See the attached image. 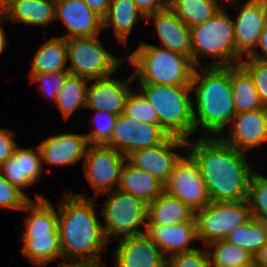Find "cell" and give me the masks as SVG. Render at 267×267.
<instances>
[{"mask_svg":"<svg viewBox=\"0 0 267 267\" xmlns=\"http://www.w3.org/2000/svg\"><path fill=\"white\" fill-rule=\"evenodd\" d=\"M194 139L187 140L186 151L198 165L211 202L247 200L254 171L247 153L231 147L221 137L199 136Z\"/></svg>","mask_w":267,"mask_h":267,"instance_id":"obj_1","label":"cell"},{"mask_svg":"<svg viewBox=\"0 0 267 267\" xmlns=\"http://www.w3.org/2000/svg\"><path fill=\"white\" fill-rule=\"evenodd\" d=\"M56 207L63 260L101 261L102 250L109 242L95 212L94 200L85 192L66 191Z\"/></svg>","mask_w":267,"mask_h":267,"instance_id":"obj_2","label":"cell"},{"mask_svg":"<svg viewBox=\"0 0 267 267\" xmlns=\"http://www.w3.org/2000/svg\"><path fill=\"white\" fill-rule=\"evenodd\" d=\"M203 69V73L199 70ZM195 134L217 136L231 124L236 114L231 88L230 67H195L190 84ZM197 131V132H196Z\"/></svg>","mask_w":267,"mask_h":267,"instance_id":"obj_3","label":"cell"},{"mask_svg":"<svg viewBox=\"0 0 267 267\" xmlns=\"http://www.w3.org/2000/svg\"><path fill=\"white\" fill-rule=\"evenodd\" d=\"M126 58L134 67L133 78L139 83L167 86L190 85L195 66L190 57L140 42L135 51L124 49Z\"/></svg>","mask_w":267,"mask_h":267,"instance_id":"obj_4","label":"cell"},{"mask_svg":"<svg viewBox=\"0 0 267 267\" xmlns=\"http://www.w3.org/2000/svg\"><path fill=\"white\" fill-rule=\"evenodd\" d=\"M224 8L206 22L190 28L192 62L195 67H203L200 56L217 59L204 67L240 65L242 59L236 53L233 19Z\"/></svg>","mask_w":267,"mask_h":267,"instance_id":"obj_5","label":"cell"},{"mask_svg":"<svg viewBox=\"0 0 267 267\" xmlns=\"http://www.w3.org/2000/svg\"><path fill=\"white\" fill-rule=\"evenodd\" d=\"M139 91L157 113L159 125L170 135L185 140L195 134L190 85L167 86L139 83Z\"/></svg>","mask_w":267,"mask_h":267,"instance_id":"obj_6","label":"cell"},{"mask_svg":"<svg viewBox=\"0 0 267 267\" xmlns=\"http://www.w3.org/2000/svg\"><path fill=\"white\" fill-rule=\"evenodd\" d=\"M100 195H109V198L103 202L101 210L104 218L102 219L104 221L103 234L108 242L111 238L117 240L145 232L147 222L145 203L119 189ZM142 226L144 228H141Z\"/></svg>","mask_w":267,"mask_h":267,"instance_id":"obj_7","label":"cell"},{"mask_svg":"<svg viewBox=\"0 0 267 267\" xmlns=\"http://www.w3.org/2000/svg\"><path fill=\"white\" fill-rule=\"evenodd\" d=\"M98 36L66 39L68 71L87 80L114 75L125 58L116 57L101 44Z\"/></svg>","mask_w":267,"mask_h":267,"instance_id":"obj_8","label":"cell"},{"mask_svg":"<svg viewBox=\"0 0 267 267\" xmlns=\"http://www.w3.org/2000/svg\"><path fill=\"white\" fill-rule=\"evenodd\" d=\"M247 200L237 202H210L195 211L197 239L203 245L225 240L233 228L241 226L251 218Z\"/></svg>","mask_w":267,"mask_h":267,"instance_id":"obj_9","label":"cell"},{"mask_svg":"<svg viewBox=\"0 0 267 267\" xmlns=\"http://www.w3.org/2000/svg\"><path fill=\"white\" fill-rule=\"evenodd\" d=\"M126 162L127 157L111 147L88 146L82 169L96 196L118 189Z\"/></svg>","mask_w":267,"mask_h":267,"instance_id":"obj_10","label":"cell"},{"mask_svg":"<svg viewBox=\"0 0 267 267\" xmlns=\"http://www.w3.org/2000/svg\"><path fill=\"white\" fill-rule=\"evenodd\" d=\"M169 136L159 124L140 122L123 111L117 117L110 140L105 146L128 157L134 151L162 144Z\"/></svg>","mask_w":267,"mask_h":267,"instance_id":"obj_11","label":"cell"},{"mask_svg":"<svg viewBox=\"0 0 267 267\" xmlns=\"http://www.w3.org/2000/svg\"><path fill=\"white\" fill-rule=\"evenodd\" d=\"M184 152L175 163L164 191L196 211L206 207L211 200L197 163L186 149Z\"/></svg>","mask_w":267,"mask_h":267,"instance_id":"obj_12","label":"cell"},{"mask_svg":"<svg viewBox=\"0 0 267 267\" xmlns=\"http://www.w3.org/2000/svg\"><path fill=\"white\" fill-rule=\"evenodd\" d=\"M183 147H187V140L169 136L162 144L134 151L127 158L133 165L146 171L165 185L175 163L182 156L181 153L175 151L183 149Z\"/></svg>","mask_w":267,"mask_h":267,"instance_id":"obj_13","label":"cell"},{"mask_svg":"<svg viewBox=\"0 0 267 267\" xmlns=\"http://www.w3.org/2000/svg\"><path fill=\"white\" fill-rule=\"evenodd\" d=\"M226 131L220 137L238 151L259 147L267 141V107L236 113Z\"/></svg>","mask_w":267,"mask_h":267,"instance_id":"obj_14","label":"cell"},{"mask_svg":"<svg viewBox=\"0 0 267 267\" xmlns=\"http://www.w3.org/2000/svg\"><path fill=\"white\" fill-rule=\"evenodd\" d=\"M267 22V0H246L233 19L236 53L243 59L249 56L258 44Z\"/></svg>","mask_w":267,"mask_h":267,"instance_id":"obj_15","label":"cell"},{"mask_svg":"<svg viewBox=\"0 0 267 267\" xmlns=\"http://www.w3.org/2000/svg\"><path fill=\"white\" fill-rule=\"evenodd\" d=\"M117 240L114 267H167V257L145 233Z\"/></svg>","mask_w":267,"mask_h":267,"instance_id":"obj_16","label":"cell"},{"mask_svg":"<svg viewBox=\"0 0 267 267\" xmlns=\"http://www.w3.org/2000/svg\"><path fill=\"white\" fill-rule=\"evenodd\" d=\"M61 20L68 29L62 38L98 36L103 30V20L98 17L84 0H61L55 4V22Z\"/></svg>","mask_w":267,"mask_h":267,"instance_id":"obj_17","label":"cell"},{"mask_svg":"<svg viewBox=\"0 0 267 267\" xmlns=\"http://www.w3.org/2000/svg\"><path fill=\"white\" fill-rule=\"evenodd\" d=\"M134 81L133 74L127 79L118 80L111 76L104 79L90 80L87 86L86 109L106 111L121 115L124 111L125 100L131 92Z\"/></svg>","mask_w":267,"mask_h":267,"instance_id":"obj_18","label":"cell"},{"mask_svg":"<svg viewBox=\"0 0 267 267\" xmlns=\"http://www.w3.org/2000/svg\"><path fill=\"white\" fill-rule=\"evenodd\" d=\"M36 149L18 145L13 157L0 165V173L21 191L34 186L44 170L39 146Z\"/></svg>","mask_w":267,"mask_h":267,"instance_id":"obj_19","label":"cell"},{"mask_svg":"<svg viewBox=\"0 0 267 267\" xmlns=\"http://www.w3.org/2000/svg\"><path fill=\"white\" fill-rule=\"evenodd\" d=\"M44 163L68 166L84 159L89 143L85 134L64 133L52 135L39 145Z\"/></svg>","mask_w":267,"mask_h":267,"instance_id":"obj_20","label":"cell"},{"mask_svg":"<svg viewBox=\"0 0 267 267\" xmlns=\"http://www.w3.org/2000/svg\"><path fill=\"white\" fill-rule=\"evenodd\" d=\"M144 233L161 249L167 258L197 249L190 247L197 240L196 222L174 225L146 224Z\"/></svg>","mask_w":267,"mask_h":267,"instance_id":"obj_21","label":"cell"},{"mask_svg":"<svg viewBox=\"0 0 267 267\" xmlns=\"http://www.w3.org/2000/svg\"><path fill=\"white\" fill-rule=\"evenodd\" d=\"M149 19L153 20L156 27L160 40L158 47L183 54L192 60L190 28L169 7L149 15L146 20Z\"/></svg>","mask_w":267,"mask_h":267,"instance_id":"obj_22","label":"cell"},{"mask_svg":"<svg viewBox=\"0 0 267 267\" xmlns=\"http://www.w3.org/2000/svg\"><path fill=\"white\" fill-rule=\"evenodd\" d=\"M3 20L47 26L55 21V3L48 0H7L0 7Z\"/></svg>","mask_w":267,"mask_h":267,"instance_id":"obj_23","label":"cell"},{"mask_svg":"<svg viewBox=\"0 0 267 267\" xmlns=\"http://www.w3.org/2000/svg\"><path fill=\"white\" fill-rule=\"evenodd\" d=\"M118 189L131 194L147 206L164 192V184L127 158Z\"/></svg>","mask_w":267,"mask_h":267,"instance_id":"obj_24","label":"cell"},{"mask_svg":"<svg viewBox=\"0 0 267 267\" xmlns=\"http://www.w3.org/2000/svg\"><path fill=\"white\" fill-rule=\"evenodd\" d=\"M185 222H196L195 211L165 191L147 206L146 224L174 225Z\"/></svg>","mask_w":267,"mask_h":267,"instance_id":"obj_25","label":"cell"},{"mask_svg":"<svg viewBox=\"0 0 267 267\" xmlns=\"http://www.w3.org/2000/svg\"><path fill=\"white\" fill-rule=\"evenodd\" d=\"M36 202L32 199L22 210L27 212L22 235L59 234L58 210L43 195L35 193Z\"/></svg>","mask_w":267,"mask_h":267,"instance_id":"obj_26","label":"cell"},{"mask_svg":"<svg viewBox=\"0 0 267 267\" xmlns=\"http://www.w3.org/2000/svg\"><path fill=\"white\" fill-rule=\"evenodd\" d=\"M23 256L30 264L47 267L49 262L63 258L59 234L22 235Z\"/></svg>","mask_w":267,"mask_h":267,"instance_id":"obj_27","label":"cell"},{"mask_svg":"<svg viewBox=\"0 0 267 267\" xmlns=\"http://www.w3.org/2000/svg\"><path fill=\"white\" fill-rule=\"evenodd\" d=\"M47 40V41H46ZM30 73H56L68 71L66 39L62 37L45 38V43L33 53ZM67 65V66H66Z\"/></svg>","mask_w":267,"mask_h":267,"instance_id":"obj_28","label":"cell"},{"mask_svg":"<svg viewBox=\"0 0 267 267\" xmlns=\"http://www.w3.org/2000/svg\"><path fill=\"white\" fill-rule=\"evenodd\" d=\"M139 17L146 20L133 0H111L109 13L103 20V29L113 27L116 39L126 45Z\"/></svg>","mask_w":267,"mask_h":267,"instance_id":"obj_29","label":"cell"},{"mask_svg":"<svg viewBox=\"0 0 267 267\" xmlns=\"http://www.w3.org/2000/svg\"><path fill=\"white\" fill-rule=\"evenodd\" d=\"M231 88L236 113L263 108L253 78L241 66H231Z\"/></svg>","mask_w":267,"mask_h":267,"instance_id":"obj_30","label":"cell"},{"mask_svg":"<svg viewBox=\"0 0 267 267\" xmlns=\"http://www.w3.org/2000/svg\"><path fill=\"white\" fill-rule=\"evenodd\" d=\"M173 0L168 7L189 28L206 22L225 6L226 0Z\"/></svg>","mask_w":267,"mask_h":267,"instance_id":"obj_31","label":"cell"},{"mask_svg":"<svg viewBox=\"0 0 267 267\" xmlns=\"http://www.w3.org/2000/svg\"><path fill=\"white\" fill-rule=\"evenodd\" d=\"M205 247L211 267H254L250 252L226 240L209 242Z\"/></svg>","mask_w":267,"mask_h":267,"instance_id":"obj_32","label":"cell"},{"mask_svg":"<svg viewBox=\"0 0 267 267\" xmlns=\"http://www.w3.org/2000/svg\"><path fill=\"white\" fill-rule=\"evenodd\" d=\"M90 80L69 74L57 94L55 104L59 108L64 120H68L76 111L86 109L87 83Z\"/></svg>","mask_w":267,"mask_h":267,"instance_id":"obj_33","label":"cell"},{"mask_svg":"<svg viewBox=\"0 0 267 267\" xmlns=\"http://www.w3.org/2000/svg\"><path fill=\"white\" fill-rule=\"evenodd\" d=\"M225 240L247 250L255 257L267 242V223L251 217L241 226L233 228Z\"/></svg>","mask_w":267,"mask_h":267,"instance_id":"obj_34","label":"cell"},{"mask_svg":"<svg viewBox=\"0 0 267 267\" xmlns=\"http://www.w3.org/2000/svg\"><path fill=\"white\" fill-rule=\"evenodd\" d=\"M248 205L251 216L265 221L267 219V177L253 171L248 190Z\"/></svg>","mask_w":267,"mask_h":267,"instance_id":"obj_35","label":"cell"},{"mask_svg":"<svg viewBox=\"0 0 267 267\" xmlns=\"http://www.w3.org/2000/svg\"><path fill=\"white\" fill-rule=\"evenodd\" d=\"M124 112L140 122L159 124L156 111L139 90L136 93L131 90L125 100Z\"/></svg>","mask_w":267,"mask_h":267,"instance_id":"obj_36","label":"cell"},{"mask_svg":"<svg viewBox=\"0 0 267 267\" xmlns=\"http://www.w3.org/2000/svg\"><path fill=\"white\" fill-rule=\"evenodd\" d=\"M93 111H95L92 119L94 129L85 135L89 145H105L110 140L118 115L101 110Z\"/></svg>","mask_w":267,"mask_h":267,"instance_id":"obj_37","label":"cell"},{"mask_svg":"<svg viewBox=\"0 0 267 267\" xmlns=\"http://www.w3.org/2000/svg\"><path fill=\"white\" fill-rule=\"evenodd\" d=\"M31 200L24 191L12 185L0 173V209L3 207L10 210L22 211Z\"/></svg>","mask_w":267,"mask_h":267,"instance_id":"obj_38","label":"cell"},{"mask_svg":"<svg viewBox=\"0 0 267 267\" xmlns=\"http://www.w3.org/2000/svg\"><path fill=\"white\" fill-rule=\"evenodd\" d=\"M31 84L38 82L39 91L45 97L52 98L56 102L57 94L70 74L69 71L56 73H29Z\"/></svg>","mask_w":267,"mask_h":267,"instance_id":"obj_39","label":"cell"},{"mask_svg":"<svg viewBox=\"0 0 267 267\" xmlns=\"http://www.w3.org/2000/svg\"><path fill=\"white\" fill-rule=\"evenodd\" d=\"M247 58V60H246ZM240 65L253 78L256 91L263 106L267 107V62L246 57Z\"/></svg>","mask_w":267,"mask_h":267,"instance_id":"obj_40","label":"cell"},{"mask_svg":"<svg viewBox=\"0 0 267 267\" xmlns=\"http://www.w3.org/2000/svg\"><path fill=\"white\" fill-rule=\"evenodd\" d=\"M167 267H211L206 249L178 253L167 258Z\"/></svg>","mask_w":267,"mask_h":267,"instance_id":"obj_41","label":"cell"},{"mask_svg":"<svg viewBox=\"0 0 267 267\" xmlns=\"http://www.w3.org/2000/svg\"><path fill=\"white\" fill-rule=\"evenodd\" d=\"M13 131L0 128V165L13 157L14 151L18 146L13 139Z\"/></svg>","mask_w":267,"mask_h":267,"instance_id":"obj_42","label":"cell"},{"mask_svg":"<svg viewBox=\"0 0 267 267\" xmlns=\"http://www.w3.org/2000/svg\"><path fill=\"white\" fill-rule=\"evenodd\" d=\"M138 10L147 18L168 7L167 0H133Z\"/></svg>","mask_w":267,"mask_h":267,"instance_id":"obj_43","label":"cell"},{"mask_svg":"<svg viewBox=\"0 0 267 267\" xmlns=\"http://www.w3.org/2000/svg\"><path fill=\"white\" fill-rule=\"evenodd\" d=\"M88 7L102 20H104L110 9L111 0H84Z\"/></svg>","mask_w":267,"mask_h":267,"instance_id":"obj_44","label":"cell"},{"mask_svg":"<svg viewBox=\"0 0 267 267\" xmlns=\"http://www.w3.org/2000/svg\"><path fill=\"white\" fill-rule=\"evenodd\" d=\"M257 48L262 51V54H260L257 50H254L248 57L267 62V22L265 23L264 29L262 30L261 36L256 46V49Z\"/></svg>","mask_w":267,"mask_h":267,"instance_id":"obj_45","label":"cell"},{"mask_svg":"<svg viewBox=\"0 0 267 267\" xmlns=\"http://www.w3.org/2000/svg\"><path fill=\"white\" fill-rule=\"evenodd\" d=\"M64 260L60 262L57 267H105L101 261L92 260ZM72 262V263H71ZM101 262V263H100Z\"/></svg>","mask_w":267,"mask_h":267,"instance_id":"obj_46","label":"cell"},{"mask_svg":"<svg viewBox=\"0 0 267 267\" xmlns=\"http://www.w3.org/2000/svg\"><path fill=\"white\" fill-rule=\"evenodd\" d=\"M254 267H267V242L254 257Z\"/></svg>","mask_w":267,"mask_h":267,"instance_id":"obj_47","label":"cell"},{"mask_svg":"<svg viewBox=\"0 0 267 267\" xmlns=\"http://www.w3.org/2000/svg\"><path fill=\"white\" fill-rule=\"evenodd\" d=\"M3 21V17L0 15V23ZM6 34L2 26L0 25V56L4 53L6 45H7V38Z\"/></svg>","mask_w":267,"mask_h":267,"instance_id":"obj_48","label":"cell"},{"mask_svg":"<svg viewBox=\"0 0 267 267\" xmlns=\"http://www.w3.org/2000/svg\"><path fill=\"white\" fill-rule=\"evenodd\" d=\"M7 0H0V7L6 2Z\"/></svg>","mask_w":267,"mask_h":267,"instance_id":"obj_49","label":"cell"},{"mask_svg":"<svg viewBox=\"0 0 267 267\" xmlns=\"http://www.w3.org/2000/svg\"><path fill=\"white\" fill-rule=\"evenodd\" d=\"M48 1H51L56 4L57 2H60L61 0H48Z\"/></svg>","mask_w":267,"mask_h":267,"instance_id":"obj_50","label":"cell"},{"mask_svg":"<svg viewBox=\"0 0 267 267\" xmlns=\"http://www.w3.org/2000/svg\"><path fill=\"white\" fill-rule=\"evenodd\" d=\"M173 0H167V2H168V5L172 2Z\"/></svg>","mask_w":267,"mask_h":267,"instance_id":"obj_51","label":"cell"}]
</instances>
